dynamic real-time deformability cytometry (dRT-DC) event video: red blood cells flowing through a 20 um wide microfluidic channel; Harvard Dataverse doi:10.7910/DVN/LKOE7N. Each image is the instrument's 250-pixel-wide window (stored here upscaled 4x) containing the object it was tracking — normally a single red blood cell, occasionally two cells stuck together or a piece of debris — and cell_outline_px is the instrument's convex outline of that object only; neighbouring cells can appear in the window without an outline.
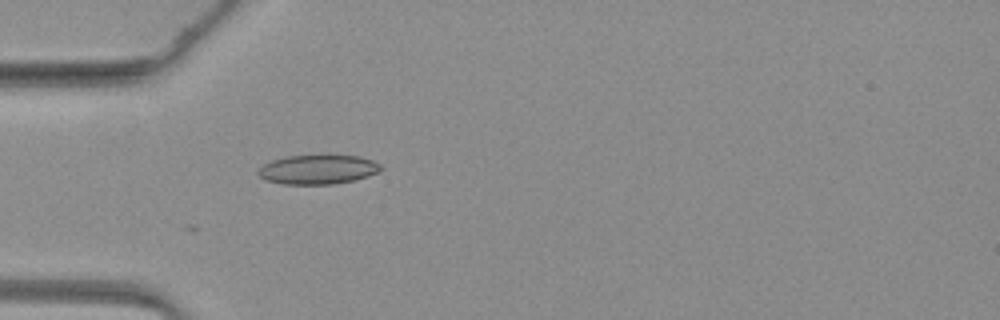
{"species": "common noctule bat (a hibernating species)", "species_latin": "Nyctalus noctula", "temperature_condition": "warm", "stored_images_in_passage": 3, "camera_frame_rate_fps": 3000, "um_per_image_px": 0.085, "animal": {"sex": "female", "body_mass_g": 19.3, "forearm_length_mm": 54.1}, "frame": {"image": 1, "passage_image": 2, "time_ms": 0.333, "image_size_px": [1000, 320], "cell_outline_px": [[384, 168], [368, 176], [352, 180], [332, 184], [284, 184], [264, 180], [256, 172], [264, 164], [272, 160], [284, 156], [320, 152], [360, 156], [372, 160], [380, 164]], "centroid_in_image_um": [27.01, 14.34], "position_along_channel_um": 58.0, "area_um2": 21.85}}